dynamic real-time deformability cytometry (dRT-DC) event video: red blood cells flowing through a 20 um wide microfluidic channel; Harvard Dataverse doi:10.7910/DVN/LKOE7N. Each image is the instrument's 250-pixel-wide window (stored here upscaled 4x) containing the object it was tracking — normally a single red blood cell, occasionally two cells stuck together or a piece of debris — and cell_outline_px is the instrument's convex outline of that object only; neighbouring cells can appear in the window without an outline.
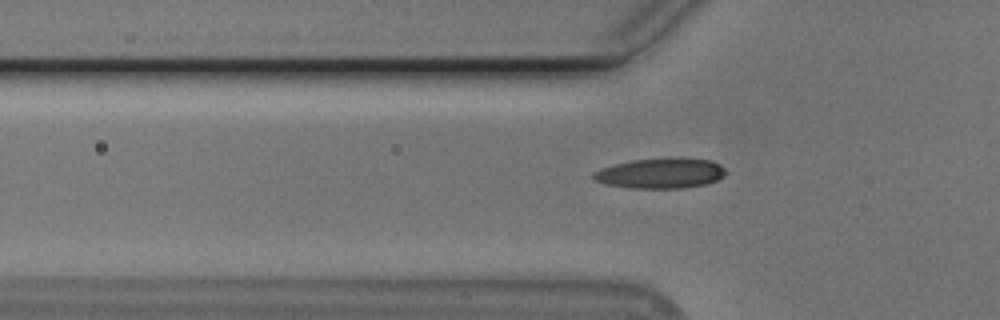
{"species": "Egyptian fruit bat (a non-hibernating species)", "species_latin": "Rousettus aegyptiacus", "temperature_condition": "cold", "stored_images_in_passage": 40, "camera_frame_rate_fps": 3000, "um_per_image_px": 0.085, "animal": {"sex": "male"}, "frame": {"image": 1, "passage_image": 7, "time_ms": 2.0, "image_size_px": [1000, 320], "cell_outline_px": [[724, 176], [716, 180], [704, 184], [680, 188], [632, 188], [608, 184], [592, 180], [592, 172], [600, 168], [632, 160], [712, 160], [720, 164], [724, 168]], "centroid_in_image_um": [56.08, 14.76], "position_along_channel_um": 69.7, "area_um2": 22.43}}
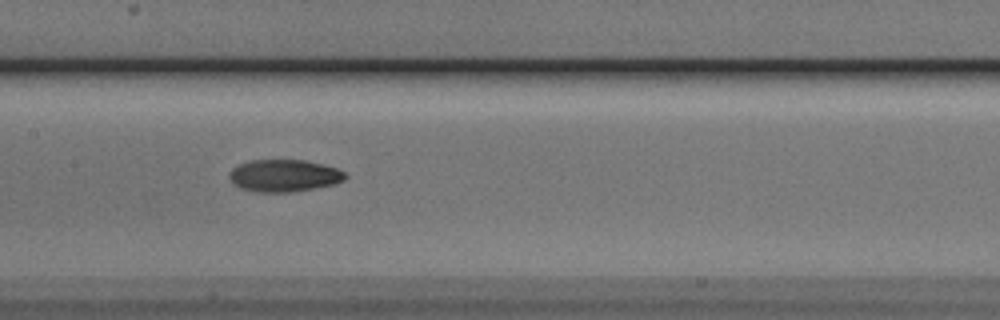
{"frame": {"image": 2, "passage_image": 16, "time_ms": 5.0, "image_size_px": [1000, 320], "cell_outline_px": [[348, 176], [344, 180], [332, 184], [292, 192], [256, 192], [240, 188], [228, 176], [228, 172], [232, 168], [248, 160], [304, 160], [336, 168], [344, 172]], "centroid_in_image_um": [24.11, 14.92], "position_along_channel_um": 183.3, "area_um2": 21.56}}
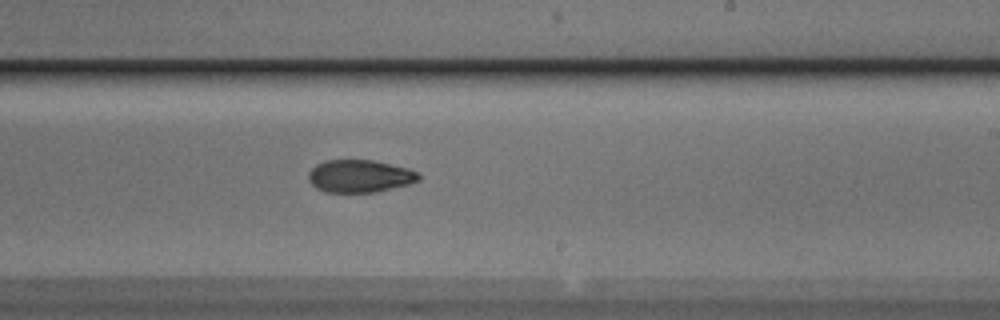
{"frame": {"image": 3, "passage_image": 22, "time_ms": 7.0, "image_size_px": [1000, 320], "cell_outline_px": [[420, 180], [408, 184], [376, 192], [324, 192], [316, 188], [308, 180], [308, 172], [316, 164], [324, 160], [372, 160], [408, 168], [416, 172], [420, 176]], "centroid_in_image_um": [30.54, 14.97], "position_along_channel_um": 258.5, "area_um2": 20.92}, "authors_computed_cell_mechanics": {"area_um2": 21.1837, "velocity_mm_per_s": 3.7709, "shape_relaxation_time_tau1_ms": null, "shape_relaxation_time_tau2_ms": 3.003, "deformation_change_tau1": null, "deformation_change_tau2": 0.0902}}